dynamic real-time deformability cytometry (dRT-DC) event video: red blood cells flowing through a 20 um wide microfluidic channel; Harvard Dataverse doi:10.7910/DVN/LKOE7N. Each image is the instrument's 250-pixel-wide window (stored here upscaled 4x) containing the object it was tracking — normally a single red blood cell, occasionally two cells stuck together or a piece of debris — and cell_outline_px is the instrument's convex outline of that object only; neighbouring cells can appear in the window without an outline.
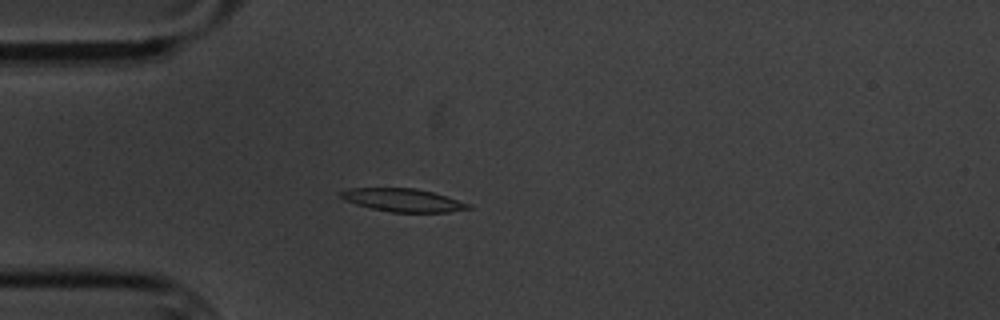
{"species": "common noctule bat (a hibernating species)", "species_latin": "Nyctalus noctula", "temperature_condition": "cold", "stored_images_in_passage": 6, "camera_frame_rate_fps": 3000, "um_per_image_px": 0.085, "animal": {"sex": "male", "body_mass_g": 20.1, "forearm_length_mm": 53.5}, "frame": {"image": 1, "passage_image": 5, "time_ms": 5.0, "image_size_px": [1000, 320], "cell_outline_px": [[472, 208], [448, 212], [392, 212], [372, 208], [356, 204], [344, 200], [340, 196], [340, 192], [348, 188], [412, 188], [432, 192], [448, 196], [472, 204]], "centroid_in_image_um": [34.29, 17.01], "position_along_channel_um": 50.7, "area_um2": 17.11}}